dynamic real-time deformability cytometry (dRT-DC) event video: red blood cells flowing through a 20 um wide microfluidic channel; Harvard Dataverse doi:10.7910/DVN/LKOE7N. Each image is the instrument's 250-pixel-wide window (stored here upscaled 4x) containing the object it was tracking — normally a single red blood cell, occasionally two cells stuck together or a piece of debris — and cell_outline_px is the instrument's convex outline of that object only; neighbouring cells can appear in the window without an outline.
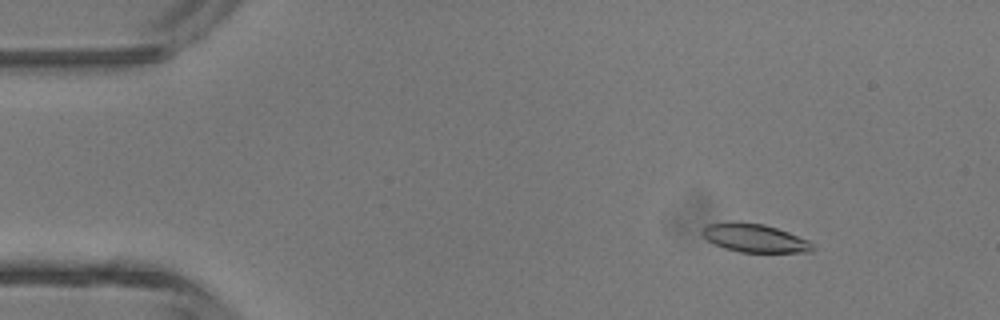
{"species": "common noctule bat (a hibernating species)", "species_latin": "Nyctalus noctula", "temperature_condition": "room temperature", "stored_images_in_passage": 4, "camera_frame_rate_fps": 3000, "um_per_image_px": 0.085, "animal": {"sex": "male", "body_mass_g": 13.3}, "frame": {"image": 1, "passage_image": 2, "time_ms": 0.333, "image_size_px": [1000, 320], "cell_outline_px": [[812, 252], [740, 252], [724, 248], [708, 240], [700, 232], [708, 224], [740, 220], [764, 224], [788, 232], [808, 240], [812, 244]], "centroid_in_image_um": [64.12, 20.22], "position_along_channel_um": 20.9, "area_um2": 18.21}}